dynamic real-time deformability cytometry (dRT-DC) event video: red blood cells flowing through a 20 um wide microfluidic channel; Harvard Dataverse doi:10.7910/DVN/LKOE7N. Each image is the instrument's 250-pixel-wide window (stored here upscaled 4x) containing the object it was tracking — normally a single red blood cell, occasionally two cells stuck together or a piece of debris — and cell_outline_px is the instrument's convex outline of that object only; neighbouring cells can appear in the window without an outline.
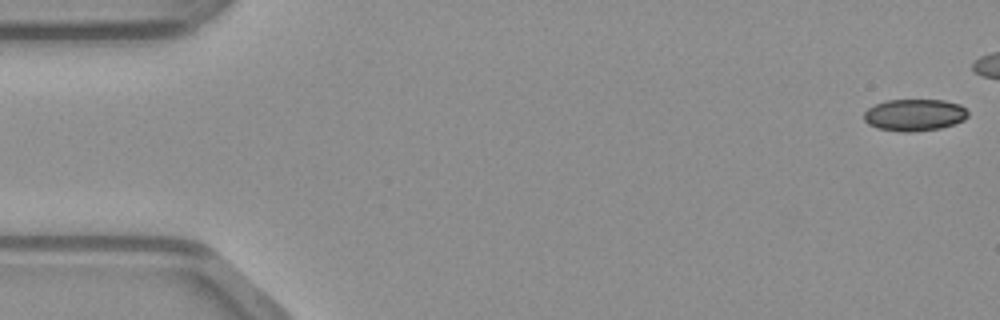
{"species": "common noctule bat (a hibernating species)", "species_latin": "Nyctalus noctula", "temperature_condition": "warm", "stored_images_in_passage": 39, "camera_frame_rate_fps": 3000, "um_per_image_px": 0.085, "animal": {"sex": "male", "body_mass_g": 23.1, "forearm_length_mm": 52.7}, "frame": {"image": 1, "passage_image": 1, "time_ms": 0.0, "image_size_px": [1000, 320], "cell_outline_px": [[968, 116], [964, 120], [940, 128], [908, 132], [904, 132], [876, 128], [868, 124], [864, 120], [864, 112], [868, 108], [876, 104], [888, 100], [944, 100], [960, 104], [968, 112]], "centroid_in_image_um": [77.72, 9.77], "position_along_channel_um": 7.3, "area_um2": 19.25}}
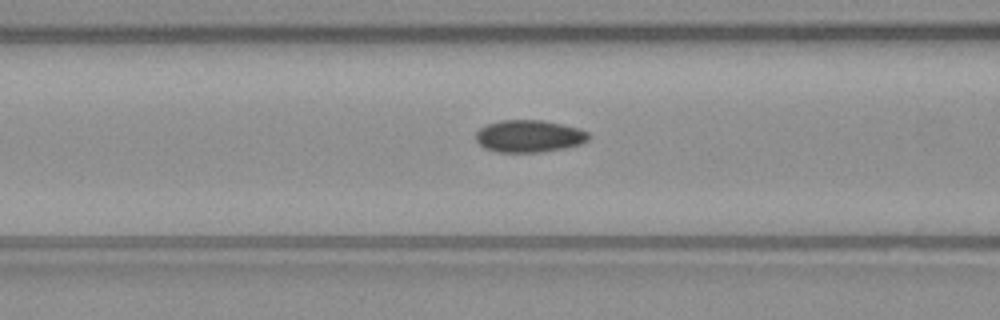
{"frame": {"image": 2, "passage_image": 19, "time_ms": 6.0, "image_size_px": [1000, 320], "cell_outline_px": [[588, 140], [580, 144], [564, 148], [540, 152], [500, 152], [484, 148], [476, 140], [476, 132], [480, 128], [488, 124], [500, 120], [544, 120], [580, 128], [588, 132]], "centroid_in_image_um": [44.98, 11.56], "position_along_channel_um": 121.6, "area_um2": 21.15}}
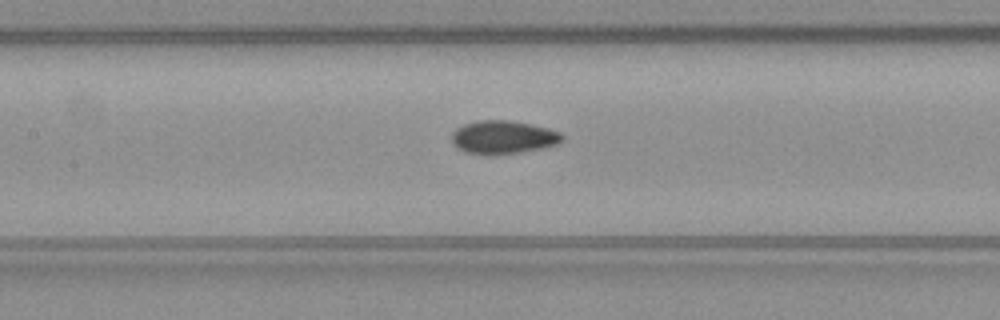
{"frame": {"image": 3, "passage_image": 22, "time_ms": 7.0, "image_size_px": [1000, 320], "cell_outline_px": [[564, 140], [556, 144], [544, 148], [520, 152], [468, 152], [460, 148], [452, 140], [452, 132], [456, 128], [464, 124], [476, 120], [508, 120], [548, 128], [560, 132], [564, 136]], "centroid_in_image_um": [42.83, 11.62], "position_along_channel_um": 164.6, "area_um2": 20.63}}